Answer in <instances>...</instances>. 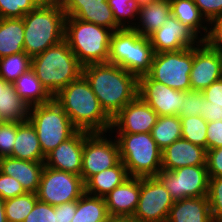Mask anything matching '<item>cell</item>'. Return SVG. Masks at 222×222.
<instances>
[{"label": "cell", "mask_w": 222, "mask_h": 222, "mask_svg": "<svg viewBox=\"0 0 222 222\" xmlns=\"http://www.w3.org/2000/svg\"><path fill=\"white\" fill-rule=\"evenodd\" d=\"M82 75L111 119L138 95V78L116 64H89Z\"/></svg>", "instance_id": "1"}, {"label": "cell", "mask_w": 222, "mask_h": 222, "mask_svg": "<svg viewBox=\"0 0 222 222\" xmlns=\"http://www.w3.org/2000/svg\"><path fill=\"white\" fill-rule=\"evenodd\" d=\"M53 99L78 129L90 133H110L112 119L102 109L89 82L81 75L62 88Z\"/></svg>", "instance_id": "2"}, {"label": "cell", "mask_w": 222, "mask_h": 222, "mask_svg": "<svg viewBox=\"0 0 222 222\" xmlns=\"http://www.w3.org/2000/svg\"><path fill=\"white\" fill-rule=\"evenodd\" d=\"M31 68L42 86L53 97L82 75L83 66L71 51L68 43L63 40L33 56Z\"/></svg>", "instance_id": "3"}, {"label": "cell", "mask_w": 222, "mask_h": 222, "mask_svg": "<svg viewBox=\"0 0 222 222\" xmlns=\"http://www.w3.org/2000/svg\"><path fill=\"white\" fill-rule=\"evenodd\" d=\"M22 18L27 55H38L64 40L66 15L62 4L38 5Z\"/></svg>", "instance_id": "4"}, {"label": "cell", "mask_w": 222, "mask_h": 222, "mask_svg": "<svg viewBox=\"0 0 222 222\" xmlns=\"http://www.w3.org/2000/svg\"><path fill=\"white\" fill-rule=\"evenodd\" d=\"M112 33L108 28L66 16L64 40L82 66L108 63Z\"/></svg>", "instance_id": "5"}, {"label": "cell", "mask_w": 222, "mask_h": 222, "mask_svg": "<svg viewBox=\"0 0 222 222\" xmlns=\"http://www.w3.org/2000/svg\"><path fill=\"white\" fill-rule=\"evenodd\" d=\"M154 55L149 38L132 28L117 30L111 35L108 63L120 66L137 78L150 72Z\"/></svg>", "instance_id": "6"}, {"label": "cell", "mask_w": 222, "mask_h": 222, "mask_svg": "<svg viewBox=\"0 0 222 222\" xmlns=\"http://www.w3.org/2000/svg\"><path fill=\"white\" fill-rule=\"evenodd\" d=\"M115 138L129 176L155 177L162 169V151L150 133H118Z\"/></svg>", "instance_id": "7"}, {"label": "cell", "mask_w": 222, "mask_h": 222, "mask_svg": "<svg viewBox=\"0 0 222 222\" xmlns=\"http://www.w3.org/2000/svg\"><path fill=\"white\" fill-rule=\"evenodd\" d=\"M28 121L36 130L45 157L78 131L68 114L54 99L30 107Z\"/></svg>", "instance_id": "8"}, {"label": "cell", "mask_w": 222, "mask_h": 222, "mask_svg": "<svg viewBox=\"0 0 222 222\" xmlns=\"http://www.w3.org/2000/svg\"><path fill=\"white\" fill-rule=\"evenodd\" d=\"M193 48L155 53L148 75L155 81L179 91H190Z\"/></svg>", "instance_id": "9"}, {"label": "cell", "mask_w": 222, "mask_h": 222, "mask_svg": "<svg viewBox=\"0 0 222 222\" xmlns=\"http://www.w3.org/2000/svg\"><path fill=\"white\" fill-rule=\"evenodd\" d=\"M84 193L81 176L44 166L36 193L38 200L55 207L77 201Z\"/></svg>", "instance_id": "10"}, {"label": "cell", "mask_w": 222, "mask_h": 222, "mask_svg": "<svg viewBox=\"0 0 222 222\" xmlns=\"http://www.w3.org/2000/svg\"><path fill=\"white\" fill-rule=\"evenodd\" d=\"M155 177L174 201L208 195L209 174L206 165L184 166L173 171L161 169Z\"/></svg>", "instance_id": "11"}, {"label": "cell", "mask_w": 222, "mask_h": 222, "mask_svg": "<svg viewBox=\"0 0 222 222\" xmlns=\"http://www.w3.org/2000/svg\"><path fill=\"white\" fill-rule=\"evenodd\" d=\"M106 136V133H90L84 139L81 171L84 183L93 175L110 169L121 161L117 140Z\"/></svg>", "instance_id": "12"}, {"label": "cell", "mask_w": 222, "mask_h": 222, "mask_svg": "<svg viewBox=\"0 0 222 222\" xmlns=\"http://www.w3.org/2000/svg\"><path fill=\"white\" fill-rule=\"evenodd\" d=\"M174 199L156 177L140 178V195L133 219L139 222H166Z\"/></svg>", "instance_id": "13"}, {"label": "cell", "mask_w": 222, "mask_h": 222, "mask_svg": "<svg viewBox=\"0 0 222 222\" xmlns=\"http://www.w3.org/2000/svg\"><path fill=\"white\" fill-rule=\"evenodd\" d=\"M140 96L158 116H178L183 103V91L172 89L153 80L148 74L138 78Z\"/></svg>", "instance_id": "14"}, {"label": "cell", "mask_w": 222, "mask_h": 222, "mask_svg": "<svg viewBox=\"0 0 222 222\" xmlns=\"http://www.w3.org/2000/svg\"><path fill=\"white\" fill-rule=\"evenodd\" d=\"M157 118V113L137 95L112 118L110 131L114 133L116 129V134L150 133Z\"/></svg>", "instance_id": "15"}, {"label": "cell", "mask_w": 222, "mask_h": 222, "mask_svg": "<svg viewBox=\"0 0 222 222\" xmlns=\"http://www.w3.org/2000/svg\"><path fill=\"white\" fill-rule=\"evenodd\" d=\"M191 90L203 91L222 78V57L206 42L193 47V66L190 72Z\"/></svg>", "instance_id": "16"}, {"label": "cell", "mask_w": 222, "mask_h": 222, "mask_svg": "<svg viewBox=\"0 0 222 222\" xmlns=\"http://www.w3.org/2000/svg\"><path fill=\"white\" fill-rule=\"evenodd\" d=\"M148 38L155 53L175 52L193 48L201 42L172 14L165 20L162 27L155 30Z\"/></svg>", "instance_id": "17"}, {"label": "cell", "mask_w": 222, "mask_h": 222, "mask_svg": "<svg viewBox=\"0 0 222 222\" xmlns=\"http://www.w3.org/2000/svg\"><path fill=\"white\" fill-rule=\"evenodd\" d=\"M89 134L78 130L46 156L45 166L81 176L84 139Z\"/></svg>", "instance_id": "18"}, {"label": "cell", "mask_w": 222, "mask_h": 222, "mask_svg": "<svg viewBox=\"0 0 222 222\" xmlns=\"http://www.w3.org/2000/svg\"><path fill=\"white\" fill-rule=\"evenodd\" d=\"M66 16L117 31L122 29L114 20L107 0H65L62 3Z\"/></svg>", "instance_id": "19"}, {"label": "cell", "mask_w": 222, "mask_h": 222, "mask_svg": "<svg viewBox=\"0 0 222 222\" xmlns=\"http://www.w3.org/2000/svg\"><path fill=\"white\" fill-rule=\"evenodd\" d=\"M140 195V178L129 177L104 199L110 217H133Z\"/></svg>", "instance_id": "20"}, {"label": "cell", "mask_w": 222, "mask_h": 222, "mask_svg": "<svg viewBox=\"0 0 222 222\" xmlns=\"http://www.w3.org/2000/svg\"><path fill=\"white\" fill-rule=\"evenodd\" d=\"M206 157L207 149L180 138L162 151V170L206 165Z\"/></svg>", "instance_id": "21"}, {"label": "cell", "mask_w": 222, "mask_h": 222, "mask_svg": "<svg viewBox=\"0 0 222 222\" xmlns=\"http://www.w3.org/2000/svg\"><path fill=\"white\" fill-rule=\"evenodd\" d=\"M44 162H32L11 156L0 158V172L15 178L26 192L37 193Z\"/></svg>", "instance_id": "22"}, {"label": "cell", "mask_w": 222, "mask_h": 222, "mask_svg": "<svg viewBox=\"0 0 222 222\" xmlns=\"http://www.w3.org/2000/svg\"><path fill=\"white\" fill-rule=\"evenodd\" d=\"M170 0H142L138 19L132 29L144 37L162 27L171 15Z\"/></svg>", "instance_id": "23"}, {"label": "cell", "mask_w": 222, "mask_h": 222, "mask_svg": "<svg viewBox=\"0 0 222 222\" xmlns=\"http://www.w3.org/2000/svg\"><path fill=\"white\" fill-rule=\"evenodd\" d=\"M166 222H214L208 197H191L175 201Z\"/></svg>", "instance_id": "24"}, {"label": "cell", "mask_w": 222, "mask_h": 222, "mask_svg": "<svg viewBox=\"0 0 222 222\" xmlns=\"http://www.w3.org/2000/svg\"><path fill=\"white\" fill-rule=\"evenodd\" d=\"M11 157L32 162H45L36 130L27 120L17 122V134Z\"/></svg>", "instance_id": "25"}, {"label": "cell", "mask_w": 222, "mask_h": 222, "mask_svg": "<svg viewBox=\"0 0 222 222\" xmlns=\"http://www.w3.org/2000/svg\"><path fill=\"white\" fill-rule=\"evenodd\" d=\"M170 6L172 15L183 26L187 27L201 42H205L209 32V23H207L201 15L195 2L193 0H170ZM199 33L200 37L198 36Z\"/></svg>", "instance_id": "26"}, {"label": "cell", "mask_w": 222, "mask_h": 222, "mask_svg": "<svg viewBox=\"0 0 222 222\" xmlns=\"http://www.w3.org/2000/svg\"><path fill=\"white\" fill-rule=\"evenodd\" d=\"M129 177L126 167L122 161H120L116 166L93 175L85 183V193L91 196L104 198Z\"/></svg>", "instance_id": "27"}, {"label": "cell", "mask_w": 222, "mask_h": 222, "mask_svg": "<svg viewBox=\"0 0 222 222\" xmlns=\"http://www.w3.org/2000/svg\"><path fill=\"white\" fill-rule=\"evenodd\" d=\"M24 52L23 18L0 19V59Z\"/></svg>", "instance_id": "28"}, {"label": "cell", "mask_w": 222, "mask_h": 222, "mask_svg": "<svg viewBox=\"0 0 222 222\" xmlns=\"http://www.w3.org/2000/svg\"><path fill=\"white\" fill-rule=\"evenodd\" d=\"M15 91L30 107L50 102L53 97L42 86L32 68L12 83Z\"/></svg>", "instance_id": "29"}, {"label": "cell", "mask_w": 222, "mask_h": 222, "mask_svg": "<svg viewBox=\"0 0 222 222\" xmlns=\"http://www.w3.org/2000/svg\"><path fill=\"white\" fill-rule=\"evenodd\" d=\"M28 106L15 91L12 84H8L0 94V120L10 122H25L29 118Z\"/></svg>", "instance_id": "30"}, {"label": "cell", "mask_w": 222, "mask_h": 222, "mask_svg": "<svg viewBox=\"0 0 222 222\" xmlns=\"http://www.w3.org/2000/svg\"><path fill=\"white\" fill-rule=\"evenodd\" d=\"M110 218L103 197L84 193L77 200V209L71 222H108Z\"/></svg>", "instance_id": "31"}, {"label": "cell", "mask_w": 222, "mask_h": 222, "mask_svg": "<svg viewBox=\"0 0 222 222\" xmlns=\"http://www.w3.org/2000/svg\"><path fill=\"white\" fill-rule=\"evenodd\" d=\"M161 151L174 141L182 138V125L179 116H158L150 132Z\"/></svg>", "instance_id": "32"}, {"label": "cell", "mask_w": 222, "mask_h": 222, "mask_svg": "<svg viewBox=\"0 0 222 222\" xmlns=\"http://www.w3.org/2000/svg\"><path fill=\"white\" fill-rule=\"evenodd\" d=\"M32 66V57L25 52L12 54L0 59V77L12 84Z\"/></svg>", "instance_id": "33"}, {"label": "cell", "mask_w": 222, "mask_h": 222, "mask_svg": "<svg viewBox=\"0 0 222 222\" xmlns=\"http://www.w3.org/2000/svg\"><path fill=\"white\" fill-rule=\"evenodd\" d=\"M37 194L26 192L4 202L5 215L8 222H23L37 202Z\"/></svg>", "instance_id": "34"}, {"label": "cell", "mask_w": 222, "mask_h": 222, "mask_svg": "<svg viewBox=\"0 0 222 222\" xmlns=\"http://www.w3.org/2000/svg\"><path fill=\"white\" fill-rule=\"evenodd\" d=\"M107 2L112 10L115 22L122 29L132 28L136 24L134 21L138 20L142 0H107Z\"/></svg>", "instance_id": "35"}, {"label": "cell", "mask_w": 222, "mask_h": 222, "mask_svg": "<svg viewBox=\"0 0 222 222\" xmlns=\"http://www.w3.org/2000/svg\"><path fill=\"white\" fill-rule=\"evenodd\" d=\"M182 138L207 149V122L202 116L180 117Z\"/></svg>", "instance_id": "36"}, {"label": "cell", "mask_w": 222, "mask_h": 222, "mask_svg": "<svg viewBox=\"0 0 222 222\" xmlns=\"http://www.w3.org/2000/svg\"><path fill=\"white\" fill-rule=\"evenodd\" d=\"M37 6L35 0H0V18H22Z\"/></svg>", "instance_id": "37"}, {"label": "cell", "mask_w": 222, "mask_h": 222, "mask_svg": "<svg viewBox=\"0 0 222 222\" xmlns=\"http://www.w3.org/2000/svg\"><path fill=\"white\" fill-rule=\"evenodd\" d=\"M208 201L214 222H222V177L209 178Z\"/></svg>", "instance_id": "38"}, {"label": "cell", "mask_w": 222, "mask_h": 222, "mask_svg": "<svg viewBox=\"0 0 222 222\" xmlns=\"http://www.w3.org/2000/svg\"><path fill=\"white\" fill-rule=\"evenodd\" d=\"M203 99L204 94L202 91H183V103L178 116L187 117L199 115L203 117Z\"/></svg>", "instance_id": "39"}, {"label": "cell", "mask_w": 222, "mask_h": 222, "mask_svg": "<svg viewBox=\"0 0 222 222\" xmlns=\"http://www.w3.org/2000/svg\"><path fill=\"white\" fill-rule=\"evenodd\" d=\"M17 134V122L2 121L0 123V158L10 156Z\"/></svg>", "instance_id": "40"}, {"label": "cell", "mask_w": 222, "mask_h": 222, "mask_svg": "<svg viewBox=\"0 0 222 222\" xmlns=\"http://www.w3.org/2000/svg\"><path fill=\"white\" fill-rule=\"evenodd\" d=\"M23 222H56V206L37 200Z\"/></svg>", "instance_id": "41"}, {"label": "cell", "mask_w": 222, "mask_h": 222, "mask_svg": "<svg viewBox=\"0 0 222 222\" xmlns=\"http://www.w3.org/2000/svg\"><path fill=\"white\" fill-rule=\"evenodd\" d=\"M23 186L15 178L0 172V197L4 200L25 194Z\"/></svg>", "instance_id": "42"}, {"label": "cell", "mask_w": 222, "mask_h": 222, "mask_svg": "<svg viewBox=\"0 0 222 222\" xmlns=\"http://www.w3.org/2000/svg\"><path fill=\"white\" fill-rule=\"evenodd\" d=\"M201 15L210 23L213 19L222 16V0H193Z\"/></svg>", "instance_id": "43"}, {"label": "cell", "mask_w": 222, "mask_h": 222, "mask_svg": "<svg viewBox=\"0 0 222 222\" xmlns=\"http://www.w3.org/2000/svg\"><path fill=\"white\" fill-rule=\"evenodd\" d=\"M209 32L205 42L215 51L222 53V16L209 23Z\"/></svg>", "instance_id": "44"}, {"label": "cell", "mask_w": 222, "mask_h": 222, "mask_svg": "<svg viewBox=\"0 0 222 222\" xmlns=\"http://www.w3.org/2000/svg\"><path fill=\"white\" fill-rule=\"evenodd\" d=\"M206 167L209 178L222 177V147L207 150Z\"/></svg>", "instance_id": "45"}, {"label": "cell", "mask_w": 222, "mask_h": 222, "mask_svg": "<svg viewBox=\"0 0 222 222\" xmlns=\"http://www.w3.org/2000/svg\"><path fill=\"white\" fill-rule=\"evenodd\" d=\"M207 150L222 147V120L207 123Z\"/></svg>", "instance_id": "46"}, {"label": "cell", "mask_w": 222, "mask_h": 222, "mask_svg": "<svg viewBox=\"0 0 222 222\" xmlns=\"http://www.w3.org/2000/svg\"><path fill=\"white\" fill-rule=\"evenodd\" d=\"M202 93L206 100L211 101V104L222 107V78L213 82L209 87L205 88Z\"/></svg>", "instance_id": "47"}, {"label": "cell", "mask_w": 222, "mask_h": 222, "mask_svg": "<svg viewBox=\"0 0 222 222\" xmlns=\"http://www.w3.org/2000/svg\"><path fill=\"white\" fill-rule=\"evenodd\" d=\"M77 209V201L56 206V222H71Z\"/></svg>", "instance_id": "48"}, {"label": "cell", "mask_w": 222, "mask_h": 222, "mask_svg": "<svg viewBox=\"0 0 222 222\" xmlns=\"http://www.w3.org/2000/svg\"><path fill=\"white\" fill-rule=\"evenodd\" d=\"M203 118L206 122L222 120V107L214 106L211 101L203 99Z\"/></svg>", "instance_id": "49"}, {"label": "cell", "mask_w": 222, "mask_h": 222, "mask_svg": "<svg viewBox=\"0 0 222 222\" xmlns=\"http://www.w3.org/2000/svg\"><path fill=\"white\" fill-rule=\"evenodd\" d=\"M108 222H139L132 217H111Z\"/></svg>", "instance_id": "50"}, {"label": "cell", "mask_w": 222, "mask_h": 222, "mask_svg": "<svg viewBox=\"0 0 222 222\" xmlns=\"http://www.w3.org/2000/svg\"><path fill=\"white\" fill-rule=\"evenodd\" d=\"M4 202L5 200L0 197V222H8L5 215Z\"/></svg>", "instance_id": "51"}, {"label": "cell", "mask_w": 222, "mask_h": 222, "mask_svg": "<svg viewBox=\"0 0 222 222\" xmlns=\"http://www.w3.org/2000/svg\"><path fill=\"white\" fill-rule=\"evenodd\" d=\"M38 5H53L57 4V0H35Z\"/></svg>", "instance_id": "52"}, {"label": "cell", "mask_w": 222, "mask_h": 222, "mask_svg": "<svg viewBox=\"0 0 222 222\" xmlns=\"http://www.w3.org/2000/svg\"><path fill=\"white\" fill-rule=\"evenodd\" d=\"M8 85L1 77H0V94L4 91L5 87Z\"/></svg>", "instance_id": "53"}, {"label": "cell", "mask_w": 222, "mask_h": 222, "mask_svg": "<svg viewBox=\"0 0 222 222\" xmlns=\"http://www.w3.org/2000/svg\"><path fill=\"white\" fill-rule=\"evenodd\" d=\"M65 0H57V4H62Z\"/></svg>", "instance_id": "54"}]
</instances>
